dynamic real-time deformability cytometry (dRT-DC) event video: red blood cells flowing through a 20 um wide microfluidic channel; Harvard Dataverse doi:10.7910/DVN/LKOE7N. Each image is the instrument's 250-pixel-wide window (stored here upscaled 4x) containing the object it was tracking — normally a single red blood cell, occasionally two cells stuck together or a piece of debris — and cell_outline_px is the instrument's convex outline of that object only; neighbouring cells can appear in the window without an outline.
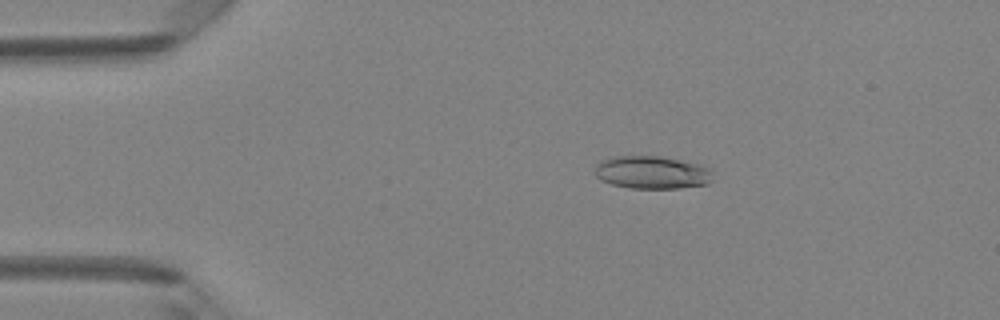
{"species": "Egyptian fruit bat (a non-hibernating species)", "species_latin": "Rousettus aegyptiacus", "temperature_condition": "room temperature", "stored_images_in_passage": 48, "camera_frame_rate_fps": 3000, "um_per_image_px": 0.085, "animal": {"sex": "female"}, "frame": {"image": 1, "passage_image": 8, "time_ms": 2.333, "image_size_px": [1000, 320], "cell_outline_px": [[712, 180], [708, 184], [680, 188], [628, 188], [612, 184], [600, 180], [596, 176], [596, 164], [600, 160], [612, 156], [660, 156], [700, 164], [712, 168]], "centroid_in_image_um": [55.43, 14.65], "position_along_channel_um": 29.6, "area_um2": 22.83}}
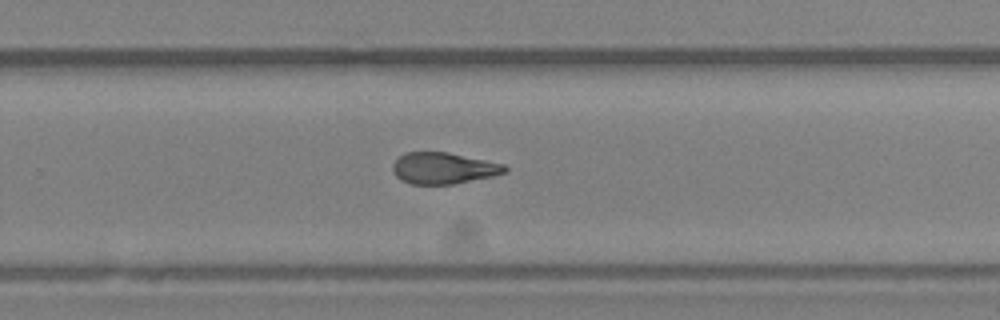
{"frame": {"image": 2, "passage_image": 31, "time_ms": 10.0, "image_size_px": [1000, 320], "cell_outline_px": [[508, 172], [492, 176], [452, 184], [412, 184], [400, 180], [392, 172], [392, 164], [404, 152], [448, 152], [504, 164], [508, 168]], "centroid_in_image_um": [37.68, 14.29], "position_along_channel_um": 292.1, "area_um2": 20.52}}
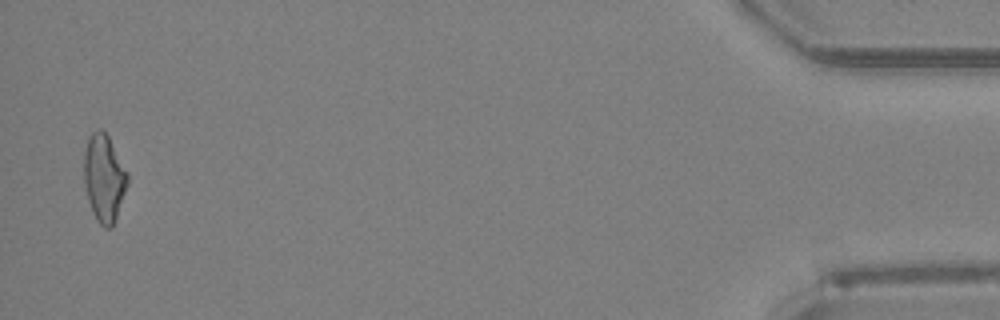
{"frame": {"image": 3, "passage_image": 47, "time_ms": 15.333, "image_size_px": [1000, 320], "cell_outline_px": [[128, 184], [112, 228], [104, 228], [96, 220], [92, 212], [88, 200], [84, 184], [84, 152], [88, 136], [92, 132], [100, 128], [108, 136], [128, 172]], "centroid_in_image_um": [8.84, 15.14], "position_along_channel_um": 426.4, "area_um2": 22.25}, "authors_computed_cell_mechanics": {"area_um2": 21.8484, "velocity_mm_per_s": 4.1553, "shape_relaxation_time_tau1_ms": null, "shape_relaxation_time_tau2_ms": 3.3932, "deformation_change_tau1": null, "deformation_change_tau2": 0.12}}